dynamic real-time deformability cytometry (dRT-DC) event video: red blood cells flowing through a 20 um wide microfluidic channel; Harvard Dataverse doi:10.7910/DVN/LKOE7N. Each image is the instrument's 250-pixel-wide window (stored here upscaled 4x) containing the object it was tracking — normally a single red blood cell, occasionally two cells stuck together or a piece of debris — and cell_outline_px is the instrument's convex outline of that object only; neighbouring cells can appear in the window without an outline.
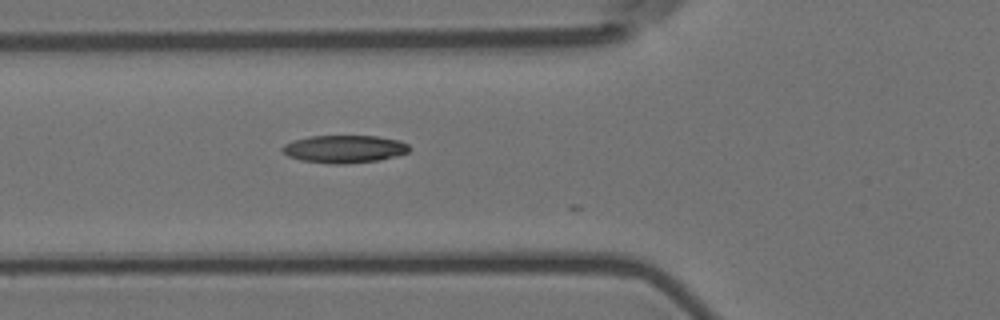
{"species": "Egyptian fruit bat (a non-hibernating species)", "species_latin": "Rousettus aegyptiacus", "temperature_condition": "room temperature", "stored_images_in_passage": 5, "camera_frame_rate_fps": 3000, "um_per_image_px": 0.085, "animal": {"sex": "female"}, "frame": {"image": 1, "passage_image": 3, "time_ms": 0.667, "image_size_px": [1000, 320], "cell_outline_px": [[412, 148], [408, 152], [396, 156], [380, 160], [348, 164], [332, 164], [300, 160], [288, 156], [280, 148], [284, 144], [296, 140], [312, 136], [376, 136], [400, 140], [408, 144]], "centroid_in_image_um": [29.31, 12.67], "position_along_channel_um": 96.5, "area_um2": 20.58}}